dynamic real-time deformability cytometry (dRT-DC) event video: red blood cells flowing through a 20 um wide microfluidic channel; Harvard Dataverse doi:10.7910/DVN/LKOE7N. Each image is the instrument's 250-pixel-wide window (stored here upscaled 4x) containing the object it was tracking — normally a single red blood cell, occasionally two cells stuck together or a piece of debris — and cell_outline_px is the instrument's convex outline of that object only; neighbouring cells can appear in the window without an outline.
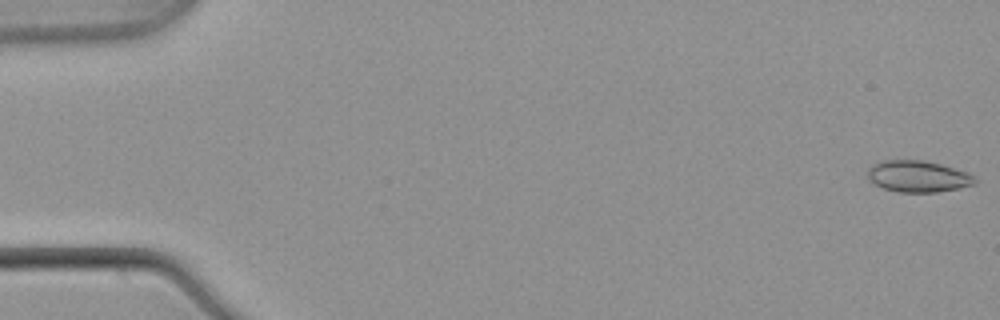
{"species": "common noctule bat (a hibernating species)", "species_latin": "Nyctalus noctula", "temperature_condition": "warm", "stored_images_in_passage": 53, "camera_frame_rate_fps": 3000, "um_per_image_px": 0.085, "animal": {"sex": "male", "body_mass_g": 21.5, "forearm_length_mm": 52.0}, "frame": {"image": 1, "passage_image": 1, "time_ms": 0.0, "image_size_px": [1000, 320], "cell_outline_px": [[976, 184], [960, 188], [936, 192], [896, 192], [884, 188], [868, 180], [868, 168], [872, 164], [880, 160], [924, 160], [940, 164], [968, 172], [976, 176]], "centroid_in_image_um": [78.04, 14.99], "position_along_channel_um": 7.0, "area_um2": 19.88}}
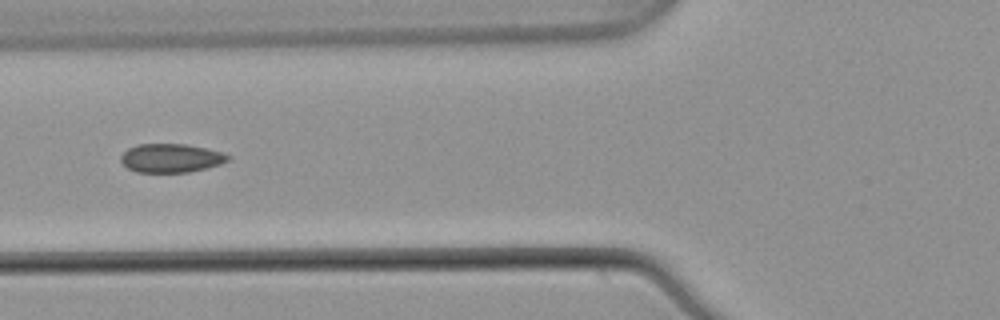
{"frame": {"image": 2, "passage_image": 21, "time_ms": 6.667, "image_size_px": [1000, 320], "cell_outline_px": [[232, 156], [228, 160], [220, 164], [208, 168], [188, 172], [136, 172], [128, 168], [120, 160], [120, 156], [128, 148], [136, 144], [188, 144], [224, 152]], "centroid_in_image_um": [14.56, 13.43], "position_along_channel_um": 111.2, "area_um2": 18.09}}
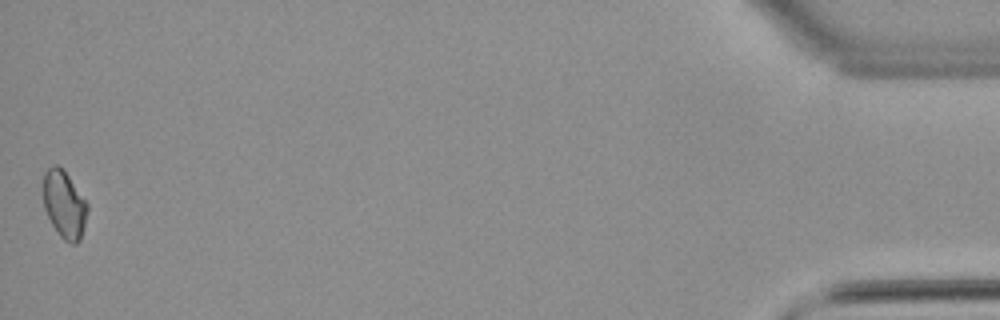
{"frame": {"image": 3, "passage_image": 53, "time_ms": 17.333, "image_size_px": [1000, 320], "cell_outline_px": [[88, 208], [80, 240], [76, 244], [72, 244], [64, 240], [60, 236], [52, 224], [44, 208], [44, 172], [52, 164], [56, 164], [68, 176], [88, 204]], "centroid_in_image_um": [5.46, 17.39], "position_along_channel_um": 429.7, "area_um2": 16.99}, "authors_computed_cell_mechanics": {"area_um2": 18.207, "velocity_mm_per_s": 3.8955, "shape_relaxation_time_tau1_ms": null, "shape_relaxation_time_tau2_ms": 2.7189, "deformation_change_tau1": null, "deformation_change_tau2": 0.0564}}